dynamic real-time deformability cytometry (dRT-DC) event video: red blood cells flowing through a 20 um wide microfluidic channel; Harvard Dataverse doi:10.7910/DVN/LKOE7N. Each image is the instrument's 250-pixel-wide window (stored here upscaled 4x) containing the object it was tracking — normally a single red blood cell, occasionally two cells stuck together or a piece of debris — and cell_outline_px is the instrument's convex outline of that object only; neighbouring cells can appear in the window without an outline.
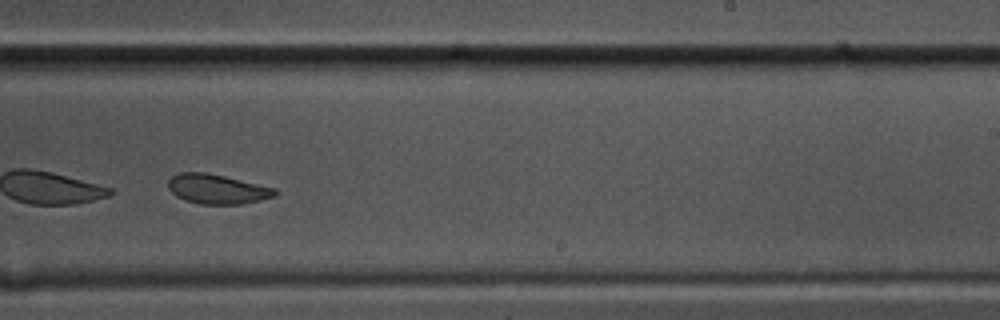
{"species": "common noctule bat (a hibernating species)", "species_latin": "Nyctalus noctula", "temperature_condition": "cold", "stored_images_in_passage": 54, "segment_of_instrument_passage": [2, 2], "camera_frame_rate_fps": 3000, "um_per_image_px": 0.085, "animal": {"sex": "male", "body_mass_g": 17.5, "forearm_length_mm": 52.3}, "frame": {"image": 1, "passage_image": 33, "time_ms": 10.667, "image_size_px": [1000, 320], "cell_outline_px": [[280, 192], [276, 196], [260, 200], [240, 204], [200, 204], [184, 200], [176, 196], [168, 188], [168, 180], [172, 176], [180, 172], [204, 172], [224, 176], [276, 188]], "centroid_in_image_um": [18.47, 16.07], "position_along_channel_um": 270.5, "area_um2": 18.5}}